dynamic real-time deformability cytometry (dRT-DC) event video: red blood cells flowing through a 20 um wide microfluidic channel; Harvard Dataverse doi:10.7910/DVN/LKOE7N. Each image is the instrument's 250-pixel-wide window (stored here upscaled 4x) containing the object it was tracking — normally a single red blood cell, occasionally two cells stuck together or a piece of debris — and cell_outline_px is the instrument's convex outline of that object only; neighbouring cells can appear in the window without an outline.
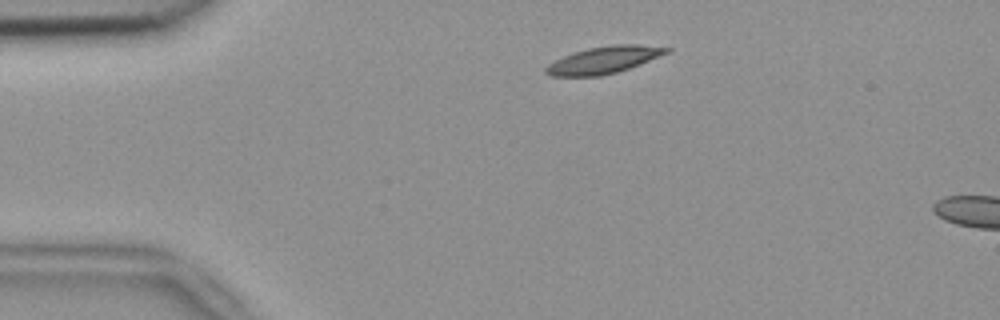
{"species": "common noctule bat (a hibernating species)", "species_latin": "Nyctalus noctula", "temperature_condition": "room temperature", "stored_images_in_passage": 8, "camera_frame_rate_fps": 3000, "um_per_image_px": 0.085, "animal": {"sex": "female", "body_mass_g": 18.4}, "frame": {"image": 1, "passage_image": 5, "time_ms": 1.333, "image_size_px": [1000, 320], "cell_outline_px": [[672, 48], [668, 52], [628, 68], [616, 72], [600, 76], [552, 76], [544, 72], [544, 68], [548, 64], [564, 56], [588, 48], [612, 44], [636, 44]], "centroid_in_image_um": [51.28, 5.09], "position_along_channel_um": 33.7, "area_um2": 18.61}}